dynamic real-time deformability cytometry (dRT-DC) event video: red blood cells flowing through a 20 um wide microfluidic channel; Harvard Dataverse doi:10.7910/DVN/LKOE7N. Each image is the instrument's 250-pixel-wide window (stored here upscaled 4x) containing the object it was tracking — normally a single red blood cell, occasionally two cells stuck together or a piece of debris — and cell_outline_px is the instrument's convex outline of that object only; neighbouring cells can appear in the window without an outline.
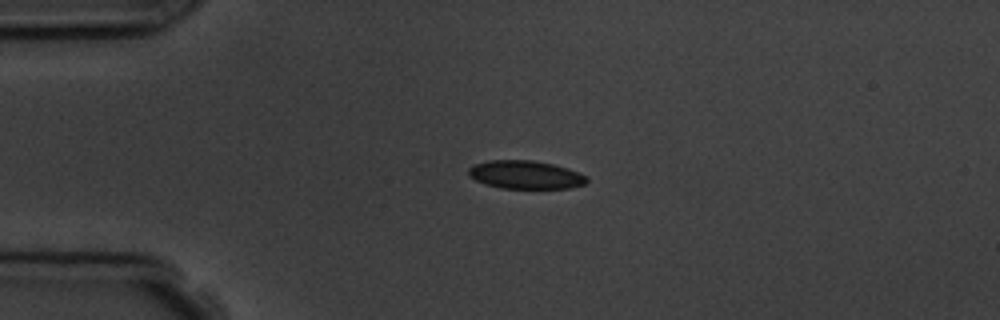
{"species": "common noctule bat (a hibernating species)", "species_latin": "Nyctalus noctula", "temperature_condition": "room temperature", "stored_images_in_passage": 4, "camera_frame_rate_fps": 3000, "um_per_image_px": 0.085, "animal": {"sex": "male", "body_mass_g": 19.5, "forearm_length_mm": 54.6}, "frame": {"image": 1, "passage_image": 3, "time_ms": 2.333, "image_size_px": [1000, 320], "cell_outline_px": [[588, 180], [584, 184], [572, 188], [500, 188], [484, 184], [468, 176], [468, 168], [472, 164], [488, 160], [532, 160], [552, 164], [568, 168], [588, 176]], "centroid_in_image_um": [44.64, 14.85], "position_along_channel_um": 40.4, "area_um2": 19.65}}